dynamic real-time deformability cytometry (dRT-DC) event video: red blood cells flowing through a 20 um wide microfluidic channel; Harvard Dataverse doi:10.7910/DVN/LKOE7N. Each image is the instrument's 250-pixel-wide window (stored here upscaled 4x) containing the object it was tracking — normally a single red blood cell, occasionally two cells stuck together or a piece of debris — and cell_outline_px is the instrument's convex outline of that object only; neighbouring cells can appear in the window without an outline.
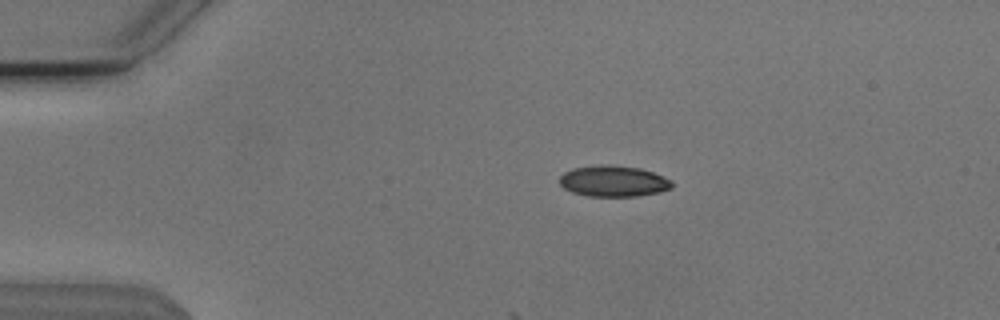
{"species": "Egyptian fruit bat (a non-hibernating species)", "species_latin": "Rousettus aegyptiacus", "temperature_condition": "cold", "stored_images_in_passage": 5, "camera_frame_rate_fps": 3000, "um_per_image_px": 0.085, "animal": {"sex": "male"}, "frame": {"image": 1, "passage_image": 3, "time_ms": 0.667, "image_size_px": [1000, 320], "cell_outline_px": [[672, 188], [660, 192], [636, 196], [588, 196], [572, 192], [564, 188], [560, 184], [560, 176], [564, 172], [572, 168], [600, 164], [604, 164], [640, 168], [664, 176], [672, 180]], "centroid_in_image_um": [52.14, 15.39], "position_along_channel_um": 32.9, "area_um2": 20.4}}